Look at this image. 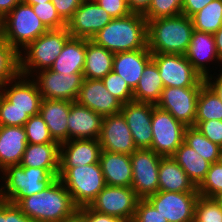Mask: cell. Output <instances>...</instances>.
<instances>
[{"label":"cell","instance_id":"obj_28","mask_svg":"<svg viewBox=\"0 0 222 222\" xmlns=\"http://www.w3.org/2000/svg\"><path fill=\"white\" fill-rule=\"evenodd\" d=\"M86 54V39L70 37L50 70L56 73H83Z\"/></svg>","mask_w":222,"mask_h":222},{"label":"cell","instance_id":"obj_33","mask_svg":"<svg viewBox=\"0 0 222 222\" xmlns=\"http://www.w3.org/2000/svg\"><path fill=\"white\" fill-rule=\"evenodd\" d=\"M222 120V98L206 82L200 89L195 121Z\"/></svg>","mask_w":222,"mask_h":222},{"label":"cell","instance_id":"obj_21","mask_svg":"<svg viewBox=\"0 0 222 222\" xmlns=\"http://www.w3.org/2000/svg\"><path fill=\"white\" fill-rule=\"evenodd\" d=\"M102 147L99 139H72L60 144L59 168H75L99 163Z\"/></svg>","mask_w":222,"mask_h":222},{"label":"cell","instance_id":"obj_7","mask_svg":"<svg viewBox=\"0 0 222 222\" xmlns=\"http://www.w3.org/2000/svg\"><path fill=\"white\" fill-rule=\"evenodd\" d=\"M47 31L32 6L22 1L1 20L0 36L18 53Z\"/></svg>","mask_w":222,"mask_h":222},{"label":"cell","instance_id":"obj_57","mask_svg":"<svg viewBox=\"0 0 222 222\" xmlns=\"http://www.w3.org/2000/svg\"><path fill=\"white\" fill-rule=\"evenodd\" d=\"M192 222H200V221H198V220L194 217V220H193Z\"/></svg>","mask_w":222,"mask_h":222},{"label":"cell","instance_id":"obj_15","mask_svg":"<svg viewBox=\"0 0 222 222\" xmlns=\"http://www.w3.org/2000/svg\"><path fill=\"white\" fill-rule=\"evenodd\" d=\"M199 193L158 191L146 199L168 222H192Z\"/></svg>","mask_w":222,"mask_h":222},{"label":"cell","instance_id":"obj_54","mask_svg":"<svg viewBox=\"0 0 222 222\" xmlns=\"http://www.w3.org/2000/svg\"><path fill=\"white\" fill-rule=\"evenodd\" d=\"M63 222H85V220L78 212H76L72 217Z\"/></svg>","mask_w":222,"mask_h":222},{"label":"cell","instance_id":"obj_27","mask_svg":"<svg viewBox=\"0 0 222 222\" xmlns=\"http://www.w3.org/2000/svg\"><path fill=\"white\" fill-rule=\"evenodd\" d=\"M158 181L159 191L198 193L185 171L171 156L161 158Z\"/></svg>","mask_w":222,"mask_h":222},{"label":"cell","instance_id":"obj_35","mask_svg":"<svg viewBox=\"0 0 222 222\" xmlns=\"http://www.w3.org/2000/svg\"><path fill=\"white\" fill-rule=\"evenodd\" d=\"M191 19L195 30L214 34L222 26V1H211Z\"/></svg>","mask_w":222,"mask_h":222},{"label":"cell","instance_id":"obj_8","mask_svg":"<svg viewBox=\"0 0 222 222\" xmlns=\"http://www.w3.org/2000/svg\"><path fill=\"white\" fill-rule=\"evenodd\" d=\"M58 178L78 208L89 206L106 186L100 163L59 168Z\"/></svg>","mask_w":222,"mask_h":222},{"label":"cell","instance_id":"obj_58","mask_svg":"<svg viewBox=\"0 0 222 222\" xmlns=\"http://www.w3.org/2000/svg\"><path fill=\"white\" fill-rule=\"evenodd\" d=\"M0 34H1V18H0Z\"/></svg>","mask_w":222,"mask_h":222},{"label":"cell","instance_id":"obj_40","mask_svg":"<svg viewBox=\"0 0 222 222\" xmlns=\"http://www.w3.org/2000/svg\"><path fill=\"white\" fill-rule=\"evenodd\" d=\"M194 217L200 222H222V208L215 198L199 196Z\"/></svg>","mask_w":222,"mask_h":222},{"label":"cell","instance_id":"obj_53","mask_svg":"<svg viewBox=\"0 0 222 222\" xmlns=\"http://www.w3.org/2000/svg\"><path fill=\"white\" fill-rule=\"evenodd\" d=\"M213 35L215 38L216 50L222 62V26Z\"/></svg>","mask_w":222,"mask_h":222},{"label":"cell","instance_id":"obj_44","mask_svg":"<svg viewBox=\"0 0 222 222\" xmlns=\"http://www.w3.org/2000/svg\"><path fill=\"white\" fill-rule=\"evenodd\" d=\"M194 127L222 148V120L195 121Z\"/></svg>","mask_w":222,"mask_h":222},{"label":"cell","instance_id":"obj_34","mask_svg":"<svg viewBox=\"0 0 222 222\" xmlns=\"http://www.w3.org/2000/svg\"><path fill=\"white\" fill-rule=\"evenodd\" d=\"M184 143L194 149L203 159L209 163L220 161L222 148L207 139L195 127H187L184 133Z\"/></svg>","mask_w":222,"mask_h":222},{"label":"cell","instance_id":"obj_3","mask_svg":"<svg viewBox=\"0 0 222 222\" xmlns=\"http://www.w3.org/2000/svg\"><path fill=\"white\" fill-rule=\"evenodd\" d=\"M91 40L114 54L148 48L147 20L137 13L114 18Z\"/></svg>","mask_w":222,"mask_h":222},{"label":"cell","instance_id":"obj_9","mask_svg":"<svg viewBox=\"0 0 222 222\" xmlns=\"http://www.w3.org/2000/svg\"><path fill=\"white\" fill-rule=\"evenodd\" d=\"M152 60L159 69L165 87H202L204 79L185 55L152 53Z\"/></svg>","mask_w":222,"mask_h":222},{"label":"cell","instance_id":"obj_11","mask_svg":"<svg viewBox=\"0 0 222 222\" xmlns=\"http://www.w3.org/2000/svg\"><path fill=\"white\" fill-rule=\"evenodd\" d=\"M163 156L152 149H136L131 155L132 184L131 188L140 199L159 191V165Z\"/></svg>","mask_w":222,"mask_h":222},{"label":"cell","instance_id":"obj_23","mask_svg":"<svg viewBox=\"0 0 222 222\" xmlns=\"http://www.w3.org/2000/svg\"><path fill=\"white\" fill-rule=\"evenodd\" d=\"M151 60L152 53L149 48L116 53L113 58V71L134 91L146 65Z\"/></svg>","mask_w":222,"mask_h":222},{"label":"cell","instance_id":"obj_47","mask_svg":"<svg viewBox=\"0 0 222 222\" xmlns=\"http://www.w3.org/2000/svg\"><path fill=\"white\" fill-rule=\"evenodd\" d=\"M83 0H52L60 18L67 24Z\"/></svg>","mask_w":222,"mask_h":222},{"label":"cell","instance_id":"obj_30","mask_svg":"<svg viewBox=\"0 0 222 222\" xmlns=\"http://www.w3.org/2000/svg\"><path fill=\"white\" fill-rule=\"evenodd\" d=\"M114 55L103 46L86 39L84 78L102 80L109 72L113 71Z\"/></svg>","mask_w":222,"mask_h":222},{"label":"cell","instance_id":"obj_20","mask_svg":"<svg viewBox=\"0 0 222 222\" xmlns=\"http://www.w3.org/2000/svg\"><path fill=\"white\" fill-rule=\"evenodd\" d=\"M76 102L104 116L120 113L123 103L113 96L100 79L84 78Z\"/></svg>","mask_w":222,"mask_h":222},{"label":"cell","instance_id":"obj_17","mask_svg":"<svg viewBox=\"0 0 222 222\" xmlns=\"http://www.w3.org/2000/svg\"><path fill=\"white\" fill-rule=\"evenodd\" d=\"M113 18L95 0H83L67 22L71 37L91 40Z\"/></svg>","mask_w":222,"mask_h":222},{"label":"cell","instance_id":"obj_43","mask_svg":"<svg viewBox=\"0 0 222 222\" xmlns=\"http://www.w3.org/2000/svg\"><path fill=\"white\" fill-rule=\"evenodd\" d=\"M132 222H168V220L147 199H139Z\"/></svg>","mask_w":222,"mask_h":222},{"label":"cell","instance_id":"obj_46","mask_svg":"<svg viewBox=\"0 0 222 222\" xmlns=\"http://www.w3.org/2000/svg\"><path fill=\"white\" fill-rule=\"evenodd\" d=\"M109 15L114 18H122L130 15L127 0H95Z\"/></svg>","mask_w":222,"mask_h":222},{"label":"cell","instance_id":"obj_5","mask_svg":"<svg viewBox=\"0 0 222 222\" xmlns=\"http://www.w3.org/2000/svg\"><path fill=\"white\" fill-rule=\"evenodd\" d=\"M59 171L11 165L0 172V199L17 204L22 198L36 194L47 188Z\"/></svg>","mask_w":222,"mask_h":222},{"label":"cell","instance_id":"obj_50","mask_svg":"<svg viewBox=\"0 0 222 222\" xmlns=\"http://www.w3.org/2000/svg\"><path fill=\"white\" fill-rule=\"evenodd\" d=\"M152 0H127V4L132 13L144 15L151 4Z\"/></svg>","mask_w":222,"mask_h":222},{"label":"cell","instance_id":"obj_22","mask_svg":"<svg viewBox=\"0 0 222 222\" xmlns=\"http://www.w3.org/2000/svg\"><path fill=\"white\" fill-rule=\"evenodd\" d=\"M67 120L68 140L99 139L103 121L102 115L73 102Z\"/></svg>","mask_w":222,"mask_h":222},{"label":"cell","instance_id":"obj_1","mask_svg":"<svg viewBox=\"0 0 222 222\" xmlns=\"http://www.w3.org/2000/svg\"><path fill=\"white\" fill-rule=\"evenodd\" d=\"M41 100L36 82L19 74L0 89V126H24L39 114Z\"/></svg>","mask_w":222,"mask_h":222},{"label":"cell","instance_id":"obj_39","mask_svg":"<svg viewBox=\"0 0 222 222\" xmlns=\"http://www.w3.org/2000/svg\"><path fill=\"white\" fill-rule=\"evenodd\" d=\"M183 0H152L148 11L143 15L149 20L173 17L182 14Z\"/></svg>","mask_w":222,"mask_h":222},{"label":"cell","instance_id":"obj_38","mask_svg":"<svg viewBox=\"0 0 222 222\" xmlns=\"http://www.w3.org/2000/svg\"><path fill=\"white\" fill-rule=\"evenodd\" d=\"M23 127L27 135L28 143L30 144L59 143L51 136L40 114L30 117Z\"/></svg>","mask_w":222,"mask_h":222},{"label":"cell","instance_id":"obj_29","mask_svg":"<svg viewBox=\"0 0 222 222\" xmlns=\"http://www.w3.org/2000/svg\"><path fill=\"white\" fill-rule=\"evenodd\" d=\"M20 165L22 167L46 169L47 171H59L60 143H28Z\"/></svg>","mask_w":222,"mask_h":222},{"label":"cell","instance_id":"obj_41","mask_svg":"<svg viewBox=\"0 0 222 222\" xmlns=\"http://www.w3.org/2000/svg\"><path fill=\"white\" fill-rule=\"evenodd\" d=\"M36 16L48 30H58L66 27V23L58 15L52 1L31 5Z\"/></svg>","mask_w":222,"mask_h":222},{"label":"cell","instance_id":"obj_25","mask_svg":"<svg viewBox=\"0 0 222 222\" xmlns=\"http://www.w3.org/2000/svg\"><path fill=\"white\" fill-rule=\"evenodd\" d=\"M27 144L23 126H0V172L20 164Z\"/></svg>","mask_w":222,"mask_h":222},{"label":"cell","instance_id":"obj_4","mask_svg":"<svg viewBox=\"0 0 222 222\" xmlns=\"http://www.w3.org/2000/svg\"><path fill=\"white\" fill-rule=\"evenodd\" d=\"M193 31L192 19L183 14L149 20L148 48L151 53L184 55Z\"/></svg>","mask_w":222,"mask_h":222},{"label":"cell","instance_id":"obj_52","mask_svg":"<svg viewBox=\"0 0 222 222\" xmlns=\"http://www.w3.org/2000/svg\"><path fill=\"white\" fill-rule=\"evenodd\" d=\"M22 0H0L1 20Z\"/></svg>","mask_w":222,"mask_h":222},{"label":"cell","instance_id":"obj_32","mask_svg":"<svg viewBox=\"0 0 222 222\" xmlns=\"http://www.w3.org/2000/svg\"><path fill=\"white\" fill-rule=\"evenodd\" d=\"M171 157L185 171L188 178L196 188L205 178L211 164L184 142Z\"/></svg>","mask_w":222,"mask_h":222},{"label":"cell","instance_id":"obj_56","mask_svg":"<svg viewBox=\"0 0 222 222\" xmlns=\"http://www.w3.org/2000/svg\"><path fill=\"white\" fill-rule=\"evenodd\" d=\"M215 200L219 203L220 207L222 208V193L215 197Z\"/></svg>","mask_w":222,"mask_h":222},{"label":"cell","instance_id":"obj_55","mask_svg":"<svg viewBox=\"0 0 222 222\" xmlns=\"http://www.w3.org/2000/svg\"><path fill=\"white\" fill-rule=\"evenodd\" d=\"M49 1H52V0H22L23 3L28 4V5H35L38 3H45Z\"/></svg>","mask_w":222,"mask_h":222},{"label":"cell","instance_id":"obj_37","mask_svg":"<svg viewBox=\"0 0 222 222\" xmlns=\"http://www.w3.org/2000/svg\"><path fill=\"white\" fill-rule=\"evenodd\" d=\"M197 191L199 196L206 198H215L222 193V163L220 161L210 164Z\"/></svg>","mask_w":222,"mask_h":222},{"label":"cell","instance_id":"obj_51","mask_svg":"<svg viewBox=\"0 0 222 222\" xmlns=\"http://www.w3.org/2000/svg\"><path fill=\"white\" fill-rule=\"evenodd\" d=\"M214 72L207 79L206 82L221 96L222 98V70Z\"/></svg>","mask_w":222,"mask_h":222},{"label":"cell","instance_id":"obj_6","mask_svg":"<svg viewBox=\"0 0 222 222\" xmlns=\"http://www.w3.org/2000/svg\"><path fill=\"white\" fill-rule=\"evenodd\" d=\"M71 37L67 28L48 30L31 42L20 53V74L32 77L35 73L50 69Z\"/></svg>","mask_w":222,"mask_h":222},{"label":"cell","instance_id":"obj_14","mask_svg":"<svg viewBox=\"0 0 222 222\" xmlns=\"http://www.w3.org/2000/svg\"><path fill=\"white\" fill-rule=\"evenodd\" d=\"M37 84L41 97L76 102L82 86L83 73L63 74L50 69L42 70L31 77Z\"/></svg>","mask_w":222,"mask_h":222},{"label":"cell","instance_id":"obj_12","mask_svg":"<svg viewBox=\"0 0 222 222\" xmlns=\"http://www.w3.org/2000/svg\"><path fill=\"white\" fill-rule=\"evenodd\" d=\"M139 199L131 187L106 185L89 207L98 213L132 222Z\"/></svg>","mask_w":222,"mask_h":222},{"label":"cell","instance_id":"obj_36","mask_svg":"<svg viewBox=\"0 0 222 222\" xmlns=\"http://www.w3.org/2000/svg\"><path fill=\"white\" fill-rule=\"evenodd\" d=\"M19 74V53L0 36V89Z\"/></svg>","mask_w":222,"mask_h":222},{"label":"cell","instance_id":"obj_48","mask_svg":"<svg viewBox=\"0 0 222 222\" xmlns=\"http://www.w3.org/2000/svg\"><path fill=\"white\" fill-rule=\"evenodd\" d=\"M77 212L84 218L85 222H127L114 216L98 213L89 206L80 207Z\"/></svg>","mask_w":222,"mask_h":222},{"label":"cell","instance_id":"obj_45","mask_svg":"<svg viewBox=\"0 0 222 222\" xmlns=\"http://www.w3.org/2000/svg\"><path fill=\"white\" fill-rule=\"evenodd\" d=\"M0 222H34L21 209L8 201L0 199Z\"/></svg>","mask_w":222,"mask_h":222},{"label":"cell","instance_id":"obj_13","mask_svg":"<svg viewBox=\"0 0 222 222\" xmlns=\"http://www.w3.org/2000/svg\"><path fill=\"white\" fill-rule=\"evenodd\" d=\"M201 87H165L156 106L169 112L186 127L195 126Z\"/></svg>","mask_w":222,"mask_h":222},{"label":"cell","instance_id":"obj_16","mask_svg":"<svg viewBox=\"0 0 222 222\" xmlns=\"http://www.w3.org/2000/svg\"><path fill=\"white\" fill-rule=\"evenodd\" d=\"M184 55L204 79H207L214 71L222 70V62L219 59L212 33L194 29L190 44ZM210 64L214 66L212 67Z\"/></svg>","mask_w":222,"mask_h":222},{"label":"cell","instance_id":"obj_19","mask_svg":"<svg viewBox=\"0 0 222 222\" xmlns=\"http://www.w3.org/2000/svg\"><path fill=\"white\" fill-rule=\"evenodd\" d=\"M99 142L103 151L131 155L137 149L121 113L103 117Z\"/></svg>","mask_w":222,"mask_h":222},{"label":"cell","instance_id":"obj_18","mask_svg":"<svg viewBox=\"0 0 222 222\" xmlns=\"http://www.w3.org/2000/svg\"><path fill=\"white\" fill-rule=\"evenodd\" d=\"M155 106L153 103L134 100L122 106L120 113L125 118L137 149H151L153 140L151 121Z\"/></svg>","mask_w":222,"mask_h":222},{"label":"cell","instance_id":"obj_2","mask_svg":"<svg viewBox=\"0 0 222 222\" xmlns=\"http://www.w3.org/2000/svg\"><path fill=\"white\" fill-rule=\"evenodd\" d=\"M16 205L34 222H63L78 210L58 177L47 188L22 198Z\"/></svg>","mask_w":222,"mask_h":222},{"label":"cell","instance_id":"obj_42","mask_svg":"<svg viewBox=\"0 0 222 222\" xmlns=\"http://www.w3.org/2000/svg\"><path fill=\"white\" fill-rule=\"evenodd\" d=\"M102 81L107 90L123 104L133 101V91L126 81L114 71L109 72Z\"/></svg>","mask_w":222,"mask_h":222},{"label":"cell","instance_id":"obj_26","mask_svg":"<svg viewBox=\"0 0 222 222\" xmlns=\"http://www.w3.org/2000/svg\"><path fill=\"white\" fill-rule=\"evenodd\" d=\"M99 163L106 185L131 187L132 164L130 155L102 150Z\"/></svg>","mask_w":222,"mask_h":222},{"label":"cell","instance_id":"obj_49","mask_svg":"<svg viewBox=\"0 0 222 222\" xmlns=\"http://www.w3.org/2000/svg\"><path fill=\"white\" fill-rule=\"evenodd\" d=\"M213 0H183L182 14L191 18Z\"/></svg>","mask_w":222,"mask_h":222},{"label":"cell","instance_id":"obj_10","mask_svg":"<svg viewBox=\"0 0 222 222\" xmlns=\"http://www.w3.org/2000/svg\"><path fill=\"white\" fill-rule=\"evenodd\" d=\"M151 126L153 135L151 149L163 157L172 156L184 142L187 127L169 112L157 106L153 108Z\"/></svg>","mask_w":222,"mask_h":222},{"label":"cell","instance_id":"obj_24","mask_svg":"<svg viewBox=\"0 0 222 222\" xmlns=\"http://www.w3.org/2000/svg\"><path fill=\"white\" fill-rule=\"evenodd\" d=\"M72 103L68 100L58 99L42 98L41 100L39 114L45 121L53 139L60 144L68 141L67 118Z\"/></svg>","mask_w":222,"mask_h":222},{"label":"cell","instance_id":"obj_31","mask_svg":"<svg viewBox=\"0 0 222 222\" xmlns=\"http://www.w3.org/2000/svg\"><path fill=\"white\" fill-rule=\"evenodd\" d=\"M164 84L156 63L151 60L145 67L139 83L133 91V100L157 104L160 100Z\"/></svg>","mask_w":222,"mask_h":222}]
</instances>
